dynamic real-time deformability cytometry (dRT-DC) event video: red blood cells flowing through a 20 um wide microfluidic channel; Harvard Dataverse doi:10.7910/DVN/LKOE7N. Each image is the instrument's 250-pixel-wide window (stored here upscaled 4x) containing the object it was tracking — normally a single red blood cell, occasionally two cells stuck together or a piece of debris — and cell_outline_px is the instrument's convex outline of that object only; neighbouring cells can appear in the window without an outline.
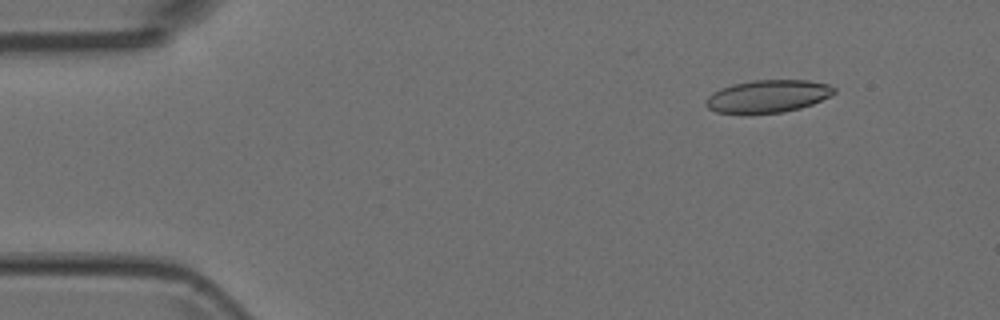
{"species": "Egyptian fruit bat (a non-hibernating species)", "species_latin": "Rousettus aegyptiacus", "temperature_condition": "room temperature", "stored_images_in_passage": 5, "camera_frame_rate_fps": 3000, "um_per_image_px": 0.085, "animal": {"sex": "female"}, "frame": {"image": 1, "passage_image": 2, "time_ms": 0.333, "image_size_px": [1000, 320], "cell_outline_px": [[836, 92], [812, 104], [800, 108], [784, 112], [716, 112], [708, 108], [704, 104], [704, 100], [712, 92], [720, 88], [732, 84], [752, 80], [808, 80], [828, 84], [836, 88]], "centroid_in_image_um": [65.25, 8.15], "position_along_channel_um": 19.8, "area_um2": 24.1}}